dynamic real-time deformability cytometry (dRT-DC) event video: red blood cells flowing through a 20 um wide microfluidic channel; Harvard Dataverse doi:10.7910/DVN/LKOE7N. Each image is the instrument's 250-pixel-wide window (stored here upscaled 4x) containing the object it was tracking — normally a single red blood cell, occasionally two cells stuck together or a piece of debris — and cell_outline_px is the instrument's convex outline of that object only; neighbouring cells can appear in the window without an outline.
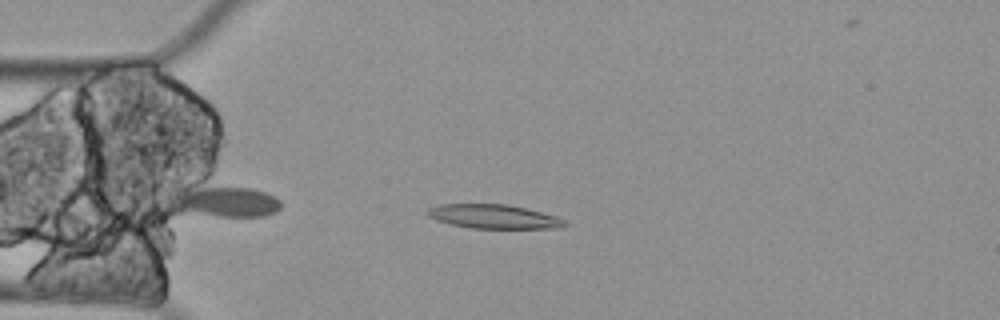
{"species": "Egyptian fruit bat (a non-hibernating species)", "species_latin": "Rousettus aegyptiacus", "temperature_condition": "cold", "stored_images_in_passage": 9, "camera_frame_rate_fps": 3000, "um_per_image_px": 0.085, "animal": {"sex": "female"}, "frame": {"image": 1, "passage_image": 3, "time_ms": 0.667, "image_size_px": [1000, 320], "cell_outline_px": [[568, 224], [556, 228], [472, 228], [452, 224], [436, 220], [428, 216], [424, 212], [428, 208], [440, 204], [508, 204], [556, 216], [564, 220]], "centroid_in_image_um": [41.91, 18.4], "position_along_channel_um": 43.1, "area_um2": 19.07}}
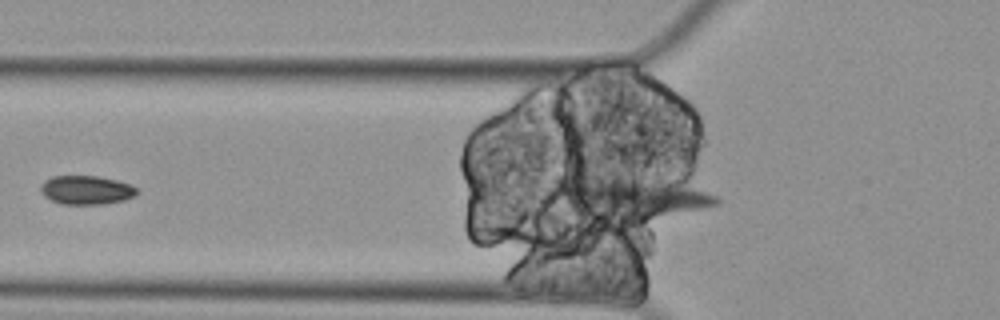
{"frame": {"image": 2, "passage_image": 7, "time_ms": 2.0, "image_size_px": [1000, 320], "cell_outline_px": [[140, 192], [124, 200], [104, 204], [60, 204], [44, 196], [40, 192], [40, 188], [44, 180], [52, 176], [100, 176], [132, 184]], "centroid_in_image_um": [7.34, 16.15], "position_along_channel_um": 118.5, "area_um2": 16.3}}